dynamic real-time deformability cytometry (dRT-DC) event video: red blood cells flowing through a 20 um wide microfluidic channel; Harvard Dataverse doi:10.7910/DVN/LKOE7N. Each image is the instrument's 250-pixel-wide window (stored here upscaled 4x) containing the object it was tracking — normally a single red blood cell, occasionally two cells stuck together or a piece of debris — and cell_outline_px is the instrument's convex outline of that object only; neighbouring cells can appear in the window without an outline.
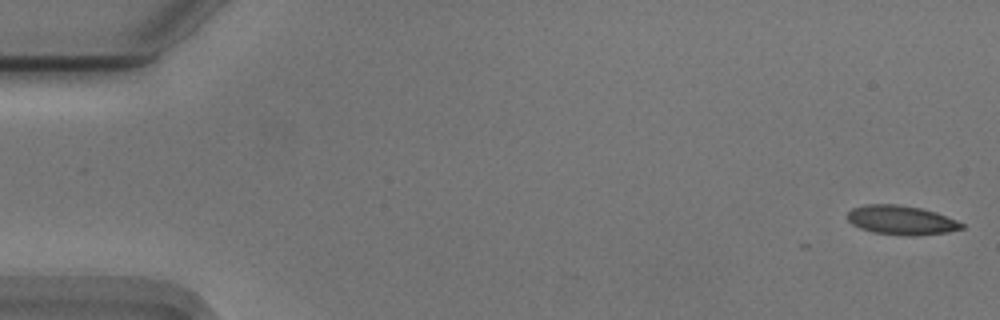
{"species": "Egyptian fruit bat (a non-hibernating species)", "species_latin": "Rousettus aegyptiacus", "temperature_condition": "cold", "stored_images_in_passage": 10, "camera_frame_rate_fps": 3000, "um_per_image_px": 0.085, "animal": {"sex": "male"}, "frame": {"image": 1, "passage_image": 1, "time_ms": 0.0, "image_size_px": [1000, 320], "cell_outline_px": [[964, 228], [948, 232], [912, 236], [908, 236], [872, 232], [860, 228], [852, 224], [848, 220], [848, 212], [852, 208], [864, 204], [896, 204], [920, 208], [936, 212], [956, 220], [964, 224]], "centroid_in_image_um": [76.6, 18.71], "position_along_channel_um": 8.4, "area_um2": 19.42}}